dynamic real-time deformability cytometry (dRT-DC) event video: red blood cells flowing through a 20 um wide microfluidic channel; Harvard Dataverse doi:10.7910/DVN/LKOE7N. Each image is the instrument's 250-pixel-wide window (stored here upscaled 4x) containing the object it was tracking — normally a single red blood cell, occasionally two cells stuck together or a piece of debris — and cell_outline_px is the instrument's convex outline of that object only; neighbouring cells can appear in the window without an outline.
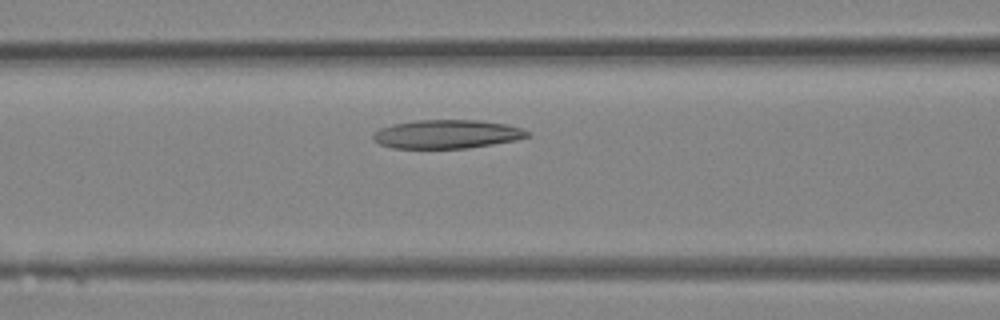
{"species": "Egyptian fruit bat (a non-hibernating species)", "species_latin": "Rousettus aegyptiacus", "temperature_condition": "room temperature", "stored_images_in_passage": 29, "camera_frame_rate_fps": 3000, "um_per_image_px": 0.085, "animal": {"sex": "female"}, "frame": {"image": 1, "passage_image": 10, "time_ms": 3.0, "image_size_px": [1000, 320], "cell_outline_px": [[532, 132], [528, 136], [516, 140], [468, 148], [392, 148], [380, 144], [372, 140], [372, 132], [380, 128], [392, 124], [416, 120], [480, 120], [504, 124], [524, 128]], "centroid_in_image_um": [37.97, 11.4], "position_along_channel_um": 128.6, "area_um2": 25.95}}
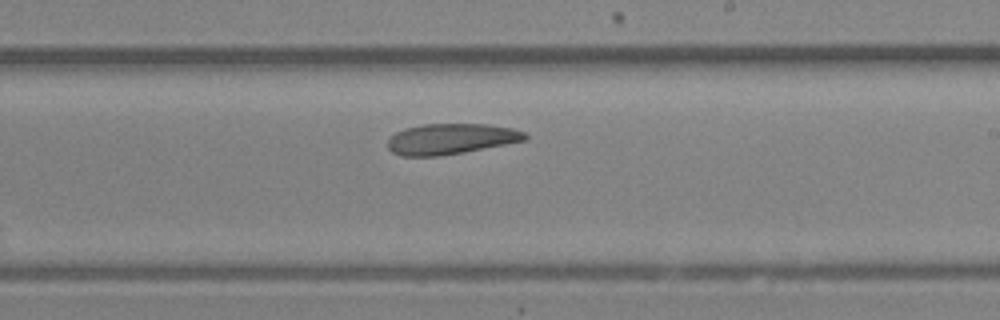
{"frame": {"image": 2, "passage_image": 16, "time_ms": 5.0, "image_size_px": [1000, 320], "cell_outline_px": [[528, 140], [464, 152], [440, 156], [400, 156], [392, 152], [388, 148], [388, 140], [396, 132], [404, 128], [420, 124], [488, 124], [512, 128], [524, 132], [528, 136]], "centroid_in_image_um": [38.33, 11.81], "position_along_channel_um": 250.7, "area_um2": 24.68}}
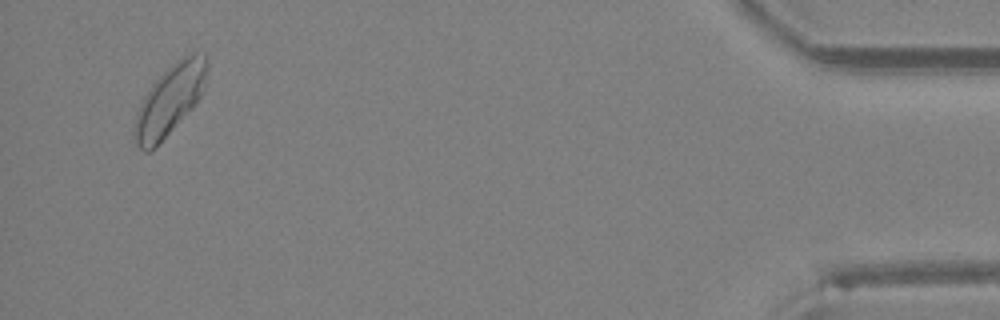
{"frame": {"image": 3, "passage_image": 28, "time_ms": 9.0, "image_size_px": [1000, 320], "cell_outline_px": [[208, 68], [204, 92], [192, 108], [148, 152], [144, 152], [136, 144], [132, 136], [132, 132], [136, 112], [144, 96], [152, 84], [168, 68], [188, 52], [204, 52], [208, 56]], "centroid_in_image_um": [14.45, 8.44], "position_along_channel_um": 420.7, "area_um2": 29.54}}